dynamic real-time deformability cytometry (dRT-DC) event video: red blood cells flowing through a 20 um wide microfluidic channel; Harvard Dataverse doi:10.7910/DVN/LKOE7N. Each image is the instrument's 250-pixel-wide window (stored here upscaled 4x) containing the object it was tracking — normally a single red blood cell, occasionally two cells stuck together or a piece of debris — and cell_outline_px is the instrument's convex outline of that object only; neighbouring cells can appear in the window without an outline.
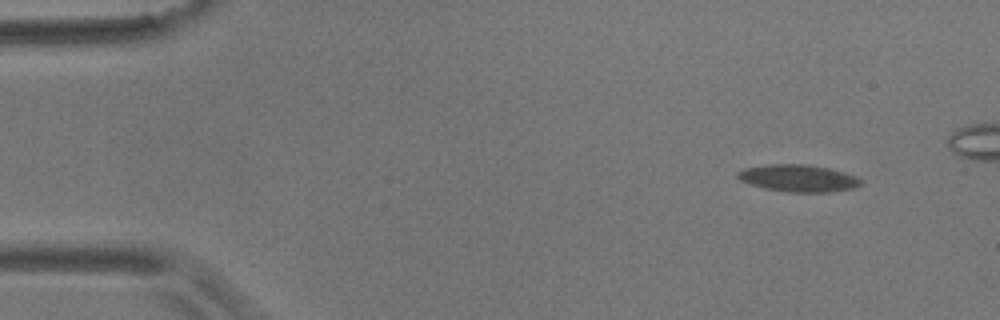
{"species": "common noctule bat (a hibernating species)", "species_latin": "Nyctalus noctula", "temperature_condition": "room temperature", "stored_images_in_passage": 8, "camera_frame_rate_fps": 3000, "um_per_image_px": 0.085, "animal": {"sex": "male", "body_mass_g": 17.9}, "frame": {"image": 1, "passage_image": 1, "time_ms": 0.0, "image_size_px": [1000, 320], "cell_outline_px": [[864, 180], [860, 184], [852, 188], [828, 192], [788, 192], [764, 188], [740, 180], [736, 176], [736, 172], [744, 168], [768, 164], [808, 164], [828, 168], [844, 172], [856, 176]], "centroid_in_image_um": [67.85, 15.14], "position_along_channel_um": 17.2, "area_um2": 19.42}}